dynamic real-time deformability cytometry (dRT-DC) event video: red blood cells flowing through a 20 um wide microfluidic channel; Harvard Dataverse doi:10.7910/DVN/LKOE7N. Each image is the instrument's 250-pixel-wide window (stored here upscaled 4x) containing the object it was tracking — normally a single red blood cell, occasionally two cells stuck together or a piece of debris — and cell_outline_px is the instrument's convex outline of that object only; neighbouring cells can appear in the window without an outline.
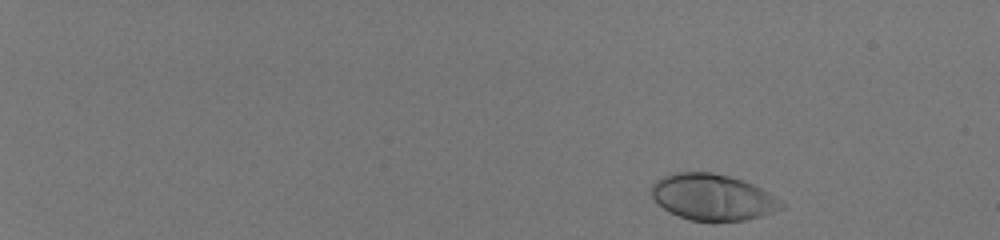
{"species": "human", "species_latin": "Homo sapiens", "temperature_condition": "room temperature", "stored_images_in_passage": 49, "camera_frame_rate_fps": 3000, "um_per_image_px": 0.085, "donor": {"sex": "male"}, "frame": {"image": 1, "passage_image": 2, "time_ms": 0.333, "image_size_px": [1000, 240], "cell_outline_px": [[784, 208], [760, 216], [744, 220], [692, 220], [680, 216], [664, 208], [652, 196], [652, 184], [656, 180], [672, 172], [712, 172], [728, 176], [752, 184], [768, 192], [780, 200], [784, 204]], "centroid_in_image_um": [60.58, 16.74], "position_along_channel_um": 24.4, "area_um2": 34.33}}
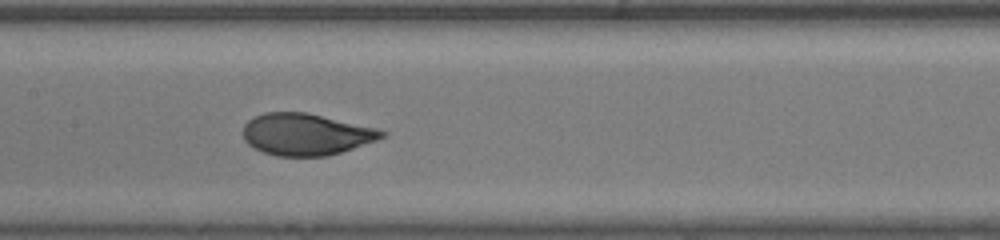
{"frame": {"image": 2, "passage_image": 27, "time_ms": 8.667, "image_size_px": [1000, 240], "cell_outline_px": [[388, 132], [384, 136], [376, 140], [328, 156], [276, 156], [264, 152], [248, 144], [244, 140], [244, 124], [248, 120], [264, 112], [308, 112], [376, 128]], "centroid_in_image_um": [26.0, 11.41], "position_along_channel_um": 181.4, "area_um2": 33.58}}
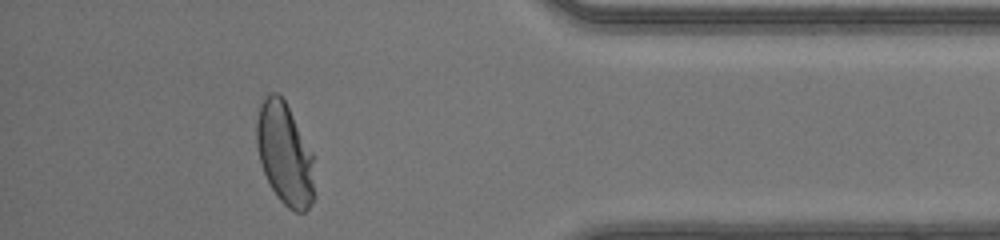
{"frame": {"image": 3, "passage_image": 45, "time_ms": 14.667, "image_size_px": [1000, 240], "cell_outline_px": [[316, 196], [312, 204], [304, 212], [296, 212], [288, 208], [276, 196], [264, 172], [260, 160], [256, 144], [256, 120], [260, 104], [264, 96], [268, 92], [276, 92], [284, 100], [312, 152]], "centroid_in_image_um": [24.21, 13.11], "position_along_channel_um": 411.0, "area_um2": 34.62}, "authors_computed_cell_mechanics": {"area_um2": 34.1598, "velocity_mm_per_s": 4.136, "shape_relaxation_time_tau1_ms": 3.749, "shape_relaxation_time_tau2_ms": null, "deformation_change_tau1": 0.1989, "deformation_change_tau2": null}}